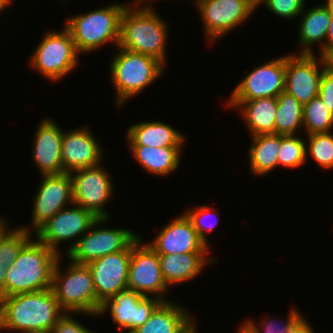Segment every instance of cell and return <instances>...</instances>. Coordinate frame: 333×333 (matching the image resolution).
Here are the masks:
<instances>
[{
	"instance_id": "obj_1",
	"label": "cell",
	"mask_w": 333,
	"mask_h": 333,
	"mask_svg": "<svg viewBox=\"0 0 333 333\" xmlns=\"http://www.w3.org/2000/svg\"><path fill=\"white\" fill-rule=\"evenodd\" d=\"M64 314L51 288L2 297L0 333L50 332Z\"/></svg>"
},
{
	"instance_id": "obj_2",
	"label": "cell",
	"mask_w": 333,
	"mask_h": 333,
	"mask_svg": "<svg viewBox=\"0 0 333 333\" xmlns=\"http://www.w3.org/2000/svg\"><path fill=\"white\" fill-rule=\"evenodd\" d=\"M167 21L140 0L129 1L121 17L119 47L159 60L165 67L169 33Z\"/></svg>"
},
{
	"instance_id": "obj_3",
	"label": "cell",
	"mask_w": 333,
	"mask_h": 333,
	"mask_svg": "<svg viewBox=\"0 0 333 333\" xmlns=\"http://www.w3.org/2000/svg\"><path fill=\"white\" fill-rule=\"evenodd\" d=\"M59 256L36 238H31L7 268L4 297L51 288L53 269Z\"/></svg>"
},
{
	"instance_id": "obj_4",
	"label": "cell",
	"mask_w": 333,
	"mask_h": 333,
	"mask_svg": "<svg viewBox=\"0 0 333 333\" xmlns=\"http://www.w3.org/2000/svg\"><path fill=\"white\" fill-rule=\"evenodd\" d=\"M109 65V81L114 86L117 108L126 105L133 97L140 95L149 85L155 83L166 72V67L157 59L116 47Z\"/></svg>"
},
{
	"instance_id": "obj_5",
	"label": "cell",
	"mask_w": 333,
	"mask_h": 333,
	"mask_svg": "<svg viewBox=\"0 0 333 333\" xmlns=\"http://www.w3.org/2000/svg\"><path fill=\"white\" fill-rule=\"evenodd\" d=\"M127 5L111 3L87 13L68 17L64 26L71 33L77 51L86 55L101 49L104 44L111 43L117 47L120 40L121 17Z\"/></svg>"
},
{
	"instance_id": "obj_6",
	"label": "cell",
	"mask_w": 333,
	"mask_h": 333,
	"mask_svg": "<svg viewBox=\"0 0 333 333\" xmlns=\"http://www.w3.org/2000/svg\"><path fill=\"white\" fill-rule=\"evenodd\" d=\"M62 260L63 255L56 261L51 287L61 309L74 315L97 316L101 303L97 300L90 268L69 260L62 271Z\"/></svg>"
},
{
	"instance_id": "obj_7",
	"label": "cell",
	"mask_w": 333,
	"mask_h": 333,
	"mask_svg": "<svg viewBox=\"0 0 333 333\" xmlns=\"http://www.w3.org/2000/svg\"><path fill=\"white\" fill-rule=\"evenodd\" d=\"M46 32L29 58V66L48 81L60 82L77 68L81 54L65 26Z\"/></svg>"
},
{
	"instance_id": "obj_8",
	"label": "cell",
	"mask_w": 333,
	"mask_h": 333,
	"mask_svg": "<svg viewBox=\"0 0 333 333\" xmlns=\"http://www.w3.org/2000/svg\"><path fill=\"white\" fill-rule=\"evenodd\" d=\"M108 221L110 222V218H98L65 254L67 259L78 264H88L108 254L125 250L139 236L127 227H103Z\"/></svg>"
},
{
	"instance_id": "obj_9",
	"label": "cell",
	"mask_w": 333,
	"mask_h": 333,
	"mask_svg": "<svg viewBox=\"0 0 333 333\" xmlns=\"http://www.w3.org/2000/svg\"><path fill=\"white\" fill-rule=\"evenodd\" d=\"M195 7L201 17L206 43L214 45L255 14L254 0H199Z\"/></svg>"
},
{
	"instance_id": "obj_10",
	"label": "cell",
	"mask_w": 333,
	"mask_h": 333,
	"mask_svg": "<svg viewBox=\"0 0 333 333\" xmlns=\"http://www.w3.org/2000/svg\"><path fill=\"white\" fill-rule=\"evenodd\" d=\"M98 218L89 210L72 204L48 219L35 232V238L54 250L58 255H63L61 245L72 242L64 251L66 254L76 242L90 229Z\"/></svg>"
},
{
	"instance_id": "obj_11",
	"label": "cell",
	"mask_w": 333,
	"mask_h": 333,
	"mask_svg": "<svg viewBox=\"0 0 333 333\" xmlns=\"http://www.w3.org/2000/svg\"><path fill=\"white\" fill-rule=\"evenodd\" d=\"M141 237L139 235L131 243L127 289L169 301L166 299L169 287L162 277L159 255Z\"/></svg>"
},
{
	"instance_id": "obj_12",
	"label": "cell",
	"mask_w": 333,
	"mask_h": 333,
	"mask_svg": "<svg viewBox=\"0 0 333 333\" xmlns=\"http://www.w3.org/2000/svg\"><path fill=\"white\" fill-rule=\"evenodd\" d=\"M329 66L328 58L319 54H286L284 91L305 105L318 96L323 72Z\"/></svg>"
},
{
	"instance_id": "obj_13",
	"label": "cell",
	"mask_w": 333,
	"mask_h": 333,
	"mask_svg": "<svg viewBox=\"0 0 333 333\" xmlns=\"http://www.w3.org/2000/svg\"><path fill=\"white\" fill-rule=\"evenodd\" d=\"M73 183V204L91 211L97 218H110L105 209L114 193L111 174L99 164L74 171L70 174Z\"/></svg>"
},
{
	"instance_id": "obj_14",
	"label": "cell",
	"mask_w": 333,
	"mask_h": 333,
	"mask_svg": "<svg viewBox=\"0 0 333 333\" xmlns=\"http://www.w3.org/2000/svg\"><path fill=\"white\" fill-rule=\"evenodd\" d=\"M162 302L156 297H146L133 290L125 289L112 298L105 299L96 317L109 313L113 324L118 326L119 333H132L150 318Z\"/></svg>"
},
{
	"instance_id": "obj_15",
	"label": "cell",
	"mask_w": 333,
	"mask_h": 333,
	"mask_svg": "<svg viewBox=\"0 0 333 333\" xmlns=\"http://www.w3.org/2000/svg\"><path fill=\"white\" fill-rule=\"evenodd\" d=\"M42 181L32 198L30 225L21 228L34 233L57 212L73 204V183L70 174L42 175Z\"/></svg>"
},
{
	"instance_id": "obj_16",
	"label": "cell",
	"mask_w": 333,
	"mask_h": 333,
	"mask_svg": "<svg viewBox=\"0 0 333 333\" xmlns=\"http://www.w3.org/2000/svg\"><path fill=\"white\" fill-rule=\"evenodd\" d=\"M247 74L232 89L226 101H251L277 97L285 89V55L272 58Z\"/></svg>"
},
{
	"instance_id": "obj_17",
	"label": "cell",
	"mask_w": 333,
	"mask_h": 333,
	"mask_svg": "<svg viewBox=\"0 0 333 333\" xmlns=\"http://www.w3.org/2000/svg\"><path fill=\"white\" fill-rule=\"evenodd\" d=\"M89 128L83 125L67 131L63 129L62 174H71L103 163L104 147Z\"/></svg>"
},
{
	"instance_id": "obj_18",
	"label": "cell",
	"mask_w": 333,
	"mask_h": 333,
	"mask_svg": "<svg viewBox=\"0 0 333 333\" xmlns=\"http://www.w3.org/2000/svg\"><path fill=\"white\" fill-rule=\"evenodd\" d=\"M158 255L183 253H212L208 245L199 237L192 222L185 213H180L146 242Z\"/></svg>"
},
{
	"instance_id": "obj_19",
	"label": "cell",
	"mask_w": 333,
	"mask_h": 333,
	"mask_svg": "<svg viewBox=\"0 0 333 333\" xmlns=\"http://www.w3.org/2000/svg\"><path fill=\"white\" fill-rule=\"evenodd\" d=\"M130 257L131 244L123 251L108 254L87 264L100 303L127 289Z\"/></svg>"
},
{
	"instance_id": "obj_20",
	"label": "cell",
	"mask_w": 333,
	"mask_h": 333,
	"mask_svg": "<svg viewBox=\"0 0 333 333\" xmlns=\"http://www.w3.org/2000/svg\"><path fill=\"white\" fill-rule=\"evenodd\" d=\"M32 139V159L42 175L62 174L63 130L51 117H44Z\"/></svg>"
},
{
	"instance_id": "obj_21",
	"label": "cell",
	"mask_w": 333,
	"mask_h": 333,
	"mask_svg": "<svg viewBox=\"0 0 333 333\" xmlns=\"http://www.w3.org/2000/svg\"><path fill=\"white\" fill-rule=\"evenodd\" d=\"M300 18V20H299ZM298 54H315L314 46H318V53L325 57V43L328 26L331 21V8L325 4L304 8L299 15Z\"/></svg>"
},
{
	"instance_id": "obj_22",
	"label": "cell",
	"mask_w": 333,
	"mask_h": 333,
	"mask_svg": "<svg viewBox=\"0 0 333 333\" xmlns=\"http://www.w3.org/2000/svg\"><path fill=\"white\" fill-rule=\"evenodd\" d=\"M126 130L127 146L183 147L187 141L184 133L155 119L132 123Z\"/></svg>"
},
{
	"instance_id": "obj_23",
	"label": "cell",
	"mask_w": 333,
	"mask_h": 333,
	"mask_svg": "<svg viewBox=\"0 0 333 333\" xmlns=\"http://www.w3.org/2000/svg\"><path fill=\"white\" fill-rule=\"evenodd\" d=\"M217 257H210L209 253H183L181 255H159L160 269L163 280L169 288L191 282L207 265L215 264Z\"/></svg>"
},
{
	"instance_id": "obj_24",
	"label": "cell",
	"mask_w": 333,
	"mask_h": 333,
	"mask_svg": "<svg viewBox=\"0 0 333 333\" xmlns=\"http://www.w3.org/2000/svg\"><path fill=\"white\" fill-rule=\"evenodd\" d=\"M225 102L227 107L241 114V120L244 121L250 133L249 136L275 134L277 97Z\"/></svg>"
},
{
	"instance_id": "obj_25",
	"label": "cell",
	"mask_w": 333,
	"mask_h": 333,
	"mask_svg": "<svg viewBox=\"0 0 333 333\" xmlns=\"http://www.w3.org/2000/svg\"><path fill=\"white\" fill-rule=\"evenodd\" d=\"M135 161L147 173L154 176L168 177L176 172L181 163L184 147L129 146ZM182 153V154H181Z\"/></svg>"
},
{
	"instance_id": "obj_26",
	"label": "cell",
	"mask_w": 333,
	"mask_h": 333,
	"mask_svg": "<svg viewBox=\"0 0 333 333\" xmlns=\"http://www.w3.org/2000/svg\"><path fill=\"white\" fill-rule=\"evenodd\" d=\"M185 306L169 301L162 302L150 318L132 333H178L194 317Z\"/></svg>"
},
{
	"instance_id": "obj_27",
	"label": "cell",
	"mask_w": 333,
	"mask_h": 333,
	"mask_svg": "<svg viewBox=\"0 0 333 333\" xmlns=\"http://www.w3.org/2000/svg\"><path fill=\"white\" fill-rule=\"evenodd\" d=\"M248 148V165L254 177L268 175L278 166V154L281 146V135L260 134L251 136Z\"/></svg>"
},
{
	"instance_id": "obj_28",
	"label": "cell",
	"mask_w": 333,
	"mask_h": 333,
	"mask_svg": "<svg viewBox=\"0 0 333 333\" xmlns=\"http://www.w3.org/2000/svg\"><path fill=\"white\" fill-rule=\"evenodd\" d=\"M303 130V105L288 93L277 96L275 134L298 135Z\"/></svg>"
},
{
	"instance_id": "obj_29",
	"label": "cell",
	"mask_w": 333,
	"mask_h": 333,
	"mask_svg": "<svg viewBox=\"0 0 333 333\" xmlns=\"http://www.w3.org/2000/svg\"><path fill=\"white\" fill-rule=\"evenodd\" d=\"M333 113L319 96L303 105V130L306 135L332 132Z\"/></svg>"
},
{
	"instance_id": "obj_30",
	"label": "cell",
	"mask_w": 333,
	"mask_h": 333,
	"mask_svg": "<svg viewBox=\"0 0 333 333\" xmlns=\"http://www.w3.org/2000/svg\"><path fill=\"white\" fill-rule=\"evenodd\" d=\"M306 161L313 159L322 170L333 169V133H314L305 135ZM308 156H310L308 158Z\"/></svg>"
},
{
	"instance_id": "obj_31",
	"label": "cell",
	"mask_w": 333,
	"mask_h": 333,
	"mask_svg": "<svg viewBox=\"0 0 333 333\" xmlns=\"http://www.w3.org/2000/svg\"><path fill=\"white\" fill-rule=\"evenodd\" d=\"M298 135H281L278 165L288 169L302 167L306 163V138Z\"/></svg>"
},
{
	"instance_id": "obj_32",
	"label": "cell",
	"mask_w": 333,
	"mask_h": 333,
	"mask_svg": "<svg viewBox=\"0 0 333 333\" xmlns=\"http://www.w3.org/2000/svg\"><path fill=\"white\" fill-rule=\"evenodd\" d=\"M33 233L20 226L9 227L0 237V261L8 268L17 258L23 246L32 238Z\"/></svg>"
},
{
	"instance_id": "obj_33",
	"label": "cell",
	"mask_w": 333,
	"mask_h": 333,
	"mask_svg": "<svg viewBox=\"0 0 333 333\" xmlns=\"http://www.w3.org/2000/svg\"><path fill=\"white\" fill-rule=\"evenodd\" d=\"M299 311V309L293 306L285 319L279 320L275 316L271 317L268 315L258 320L259 323L249 317L244 322L255 333H289L294 325L303 317V314Z\"/></svg>"
},
{
	"instance_id": "obj_34",
	"label": "cell",
	"mask_w": 333,
	"mask_h": 333,
	"mask_svg": "<svg viewBox=\"0 0 333 333\" xmlns=\"http://www.w3.org/2000/svg\"><path fill=\"white\" fill-rule=\"evenodd\" d=\"M183 211L186 216L190 219L193 224L194 229L198 233L199 237L203 242L210 247L209 239H207V233H211L214 230V227L218 226L219 217L218 209L210 205H200L194 206L191 209H184ZM217 216V217H215ZM216 220H215V219ZM215 221H214V220ZM213 220V221H211Z\"/></svg>"
},
{
	"instance_id": "obj_35",
	"label": "cell",
	"mask_w": 333,
	"mask_h": 333,
	"mask_svg": "<svg viewBox=\"0 0 333 333\" xmlns=\"http://www.w3.org/2000/svg\"><path fill=\"white\" fill-rule=\"evenodd\" d=\"M307 0H258V7L265 5L266 10L276 15L277 17L282 18V20H294L299 17L302 13V10L306 8Z\"/></svg>"
},
{
	"instance_id": "obj_36",
	"label": "cell",
	"mask_w": 333,
	"mask_h": 333,
	"mask_svg": "<svg viewBox=\"0 0 333 333\" xmlns=\"http://www.w3.org/2000/svg\"><path fill=\"white\" fill-rule=\"evenodd\" d=\"M50 333H96L79 322L73 313H65L53 327Z\"/></svg>"
},
{
	"instance_id": "obj_37",
	"label": "cell",
	"mask_w": 333,
	"mask_h": 333,
	"mask_svg": "<svg viewBox=\"0 0 333 333\" xmlns=\"http://www.w3.org/2000/svg\"><path fill=\"white\" fill-rule=\"evenodd\" d=\"M318 96L333 113V68L331 66L323 72Z\"/></svg>"
},
{
	"instance_id": "obj_38",
	"label": "cell",
	"mask_w": 333,
	"mask_h": 333,
	"mask_svg": "<svg viewBox=\"0 0 333 333\" xmlns=\"http://www.w3.org/2000/svg\"><path fill=\"white\" fill-rule=\"evenodd\" d=\"M313 329L312 323L303 316L289 333H315Z\"/></svg>"
},
{
	"instance_id": "obj_39",
	"label": "cell",
	"mask_w": 333,
	"mask_h": 333,
	"mask_svg": "<svg viewBox=\"0 0 333 333\" xmlns=\"http://www.w3.org/2000/svg\"><path fill=\"white\" fill-rule=\"evenodd\" d=\"M333 53V9H331V21L328 26L326 43H325V57L328 58Z\"/></svg>"
},
{
	"instance_id": "obj_40",
	"label": "cell",
	"mask_w": 333,
	"mask_h": 333,
	"mask_svg": "<svg viewBox=\"0 0 333 333\" xmlns=\"http://www.w3.org/2000/svg\"><path fill=\"white\" fill-rule=\"evenodd\" d=\"M7 267L3 261H0V298L4 297V283L6 278Z\"/></svg>"
},
{
	"instance_id": "obj_41",
	"label": "cell",
	"mask_w": 333,
	"mask_h": 333,
	"mask_svg": "<svg viewBox=\"0 0 333 333\" xmlns=\"http://www.w3.org/2000/svg\"><path fill=\"white\" fill-rule=\"evenodd\" d=\"M197 322L193 318L185 327H183L178 333H198Z\"/></svg>"
},
{
	"instance_id": "obj_42",
	"label": "cell",
	"mask_w": 333,
	"mask_h": 333,
	"mask_svg": "<svg viewBox=\"0 0 333 333\" xmlns=\"http://www.w3.org/2000/svg\"><path fill=\"white\" fill-rule=\"evenodd\" d=\"M7 221L8 220H6L5 217L0 215V237L11 226Z\"/></svg>"
},
{
	"instance_id": "obj_43",
	"label": "cell",
	"mask_w": 333,
	"mask_h": 333,
	"mask_svg": "<svg viewBox=\"0 0 333 333\" xmlns=\"http://www.w3.org/2000/svg\"><path fill=\"white\" fill-rule=\"evenodd\" d=\"M236 333H255L252 329H250L244 321L241 322L239 327L236 330Z\"/></svg>"
},
{
	"instance_id": "obj_44",
	"label": "cell",
	"mask_w": 333,
	"mask_h": 333,
	"mask_svg": "<svg viewBox=\"0 0 333 333\" xmlns=\"http://www.w3.org/2000/svg\"><path fill=\"white\" fill-rule=\"evenodd\" d=\"M12 2H14V0H0V14L4 11L5 12V8L7 9V7L12 4Z\"/></svg>"
},
{
	"instance_id": "obj_45",
	"label": "cell",
	"mask_w": 333,
	"mask_h": 333,
	"mask_svg": "<svg viewBox=\"0 0 333 333\" xmlns=\"http://www.w3.org/2000/svg\"><path fill=\"white\" fill-rule=\"evenodd\" d=\"M144 5H147V6H149V7H153V2L155 1V2H157V1H161V0H140ZM194 2V4H196L199 0H193ZM152 3V4H151Z\"/></svg>"
},
{
	"instance_id": "obj_46",
	"label": "cell",
	"mask_w": 333,
	"mask_h": 333,
	"mask_svg": "<svg viewBox=\"0 0 333 333\" xmlns=\"http://www.w3.org/2000/svg\"><path fill=\"white\" fill-rule=\"evenodd\" d=\"M323 4L329 6L331 9H333V0H325Z\"/></svg>"
},
{
	"instance_id": "obj_47",
	"label": "cell",
	"mask_w": 333,
	"mask_h": 333,
	"mask_svg": "<svg viewBox=\"0 0 333 333\" xmlns=\"http://www.w3.org/2000/svg\"><path fill=\"white\" fill-rule=\"evenodd\" d=\"M329 65L333 68V53L328 57Z\"/></svg>"
},
{
	"instance_id": "obj_48",
	"label": "cell",
	"mask_w": 333,
	"mask_h": 333,
	"mask_svg": "<svg viewBox=\"0 0 333 333\" xmlns=\"http://www.w3.org/2000/svg\"><path fill=\"white\" fill-rule=\"evenodd\" d=\"M20 333H50V332H20Z\"/></svg>"
}]
</instances>
